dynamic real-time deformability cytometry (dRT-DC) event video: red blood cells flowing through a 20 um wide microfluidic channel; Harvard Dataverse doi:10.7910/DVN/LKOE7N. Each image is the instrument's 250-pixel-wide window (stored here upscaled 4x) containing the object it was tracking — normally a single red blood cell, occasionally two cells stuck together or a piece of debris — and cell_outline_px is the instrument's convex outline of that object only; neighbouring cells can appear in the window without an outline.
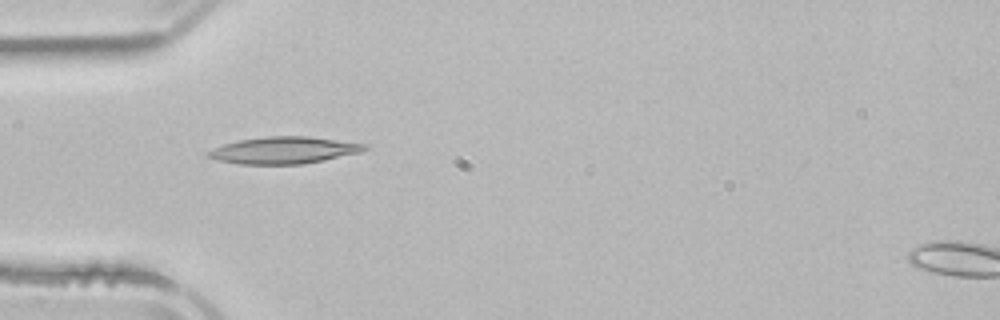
{"species": "common noctule bat (a hibernating species)", "species_latin": "Nyctalus noctula", "temperature_condition": "room temperature", "stored_images_in_passage": 6, "camera_frame_rate_fps": 3000, "um_per_image_px": 0.085, "animal": {"sex": "male", "body_mass_g": 21.5, "forearm_length_mm": 52.0}, "frame": {"image": 1, "passage_image": 5, "time_ms": 4.667, "image_size_px": [1000, 320], "cell_outline_px": [[368, 148], [360, 152], [324, 160], [304, 164], [240, 164], [216, 160], [208, 156], [204, 152], [224, 144], [240, 140], [268, 136], [308, 136], [368, 144]], "centroid_in_image_um": [24.13, 12.77], "position_along_channel_um": 60.9, "area_um2": 24.45}}
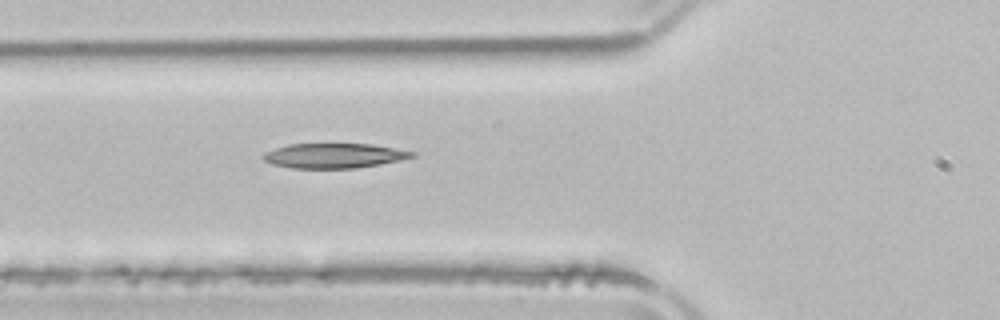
{"frame": {"image": 2, "passage_image": 6, "time_ms": 5.667, "image_size_px": [1000, 320], "cell_outline_px": [[416, 156], [400, 160], [380, 164], [356, 168], [292, 168], [272, 164], [264, 160], [260, 156], [264, 152], [288, 144], [372, 144], [416, 152]], "centroid_in_image_um": [28.38, 13.23], "position_along_channel_um": 97.4, "area_um2": 21.5}}